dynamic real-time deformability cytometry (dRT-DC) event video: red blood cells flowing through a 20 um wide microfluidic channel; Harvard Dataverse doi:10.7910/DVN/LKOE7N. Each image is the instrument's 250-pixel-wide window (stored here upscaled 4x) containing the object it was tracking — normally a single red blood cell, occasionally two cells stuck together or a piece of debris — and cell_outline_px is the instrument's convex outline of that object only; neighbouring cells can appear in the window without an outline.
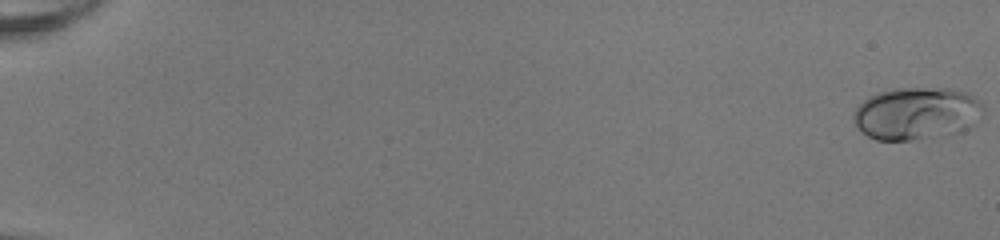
{"species": "human", "species_latin": "Homo sapiens", "temperature_condition": "room temperature", "stored_images_in_passage": 24, "camera_frame_rate_fps": 3000, "um_per_image_px": 0.085, "donor": {"sex": "female"}, "frame": {"image": 1, "passage_image": 1, "time_ms": 0.0, "image_size_px": [1000, 240], "cell_outline_px": [[984, 112], [972, 128], [952, 136], [912, 140], [876, 140], [868, 136], [856, 124], [852, 116], [856, 108], [868, 96], [876, 92], [892, 88], [948, 88], [968, 92], [984, 104]], "centroid_in_image_um": [77.99, 9.65], "position_along_channel_um": 7.0, "area_um2": 40.63}}
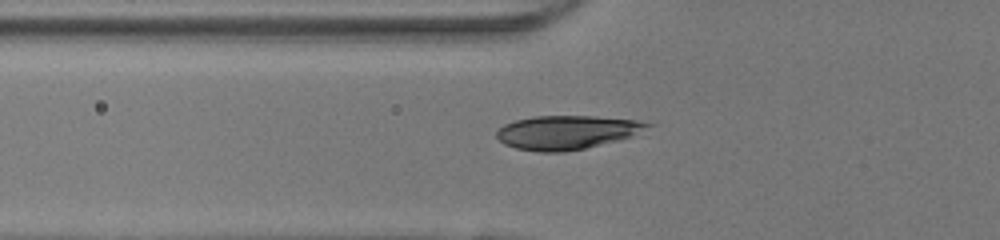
{"frame": {"image": 2, "passage_image": 21, "time_ms": 6.667, "image_size_px": [1000, 240], "cell_outline_px": [[652, 124], [620, 140], [584, 148], [564, 152], [540, 152], [516, 148], [504, 144], [496, 136], [496, 132], [504, 124], [516, 120], [532, 116], [592, 116], [636, 120]], "centroid_in_image_um": [48.09, 11.25], "position_along_channel_um": 77.7, "area_um2": 29.25}}
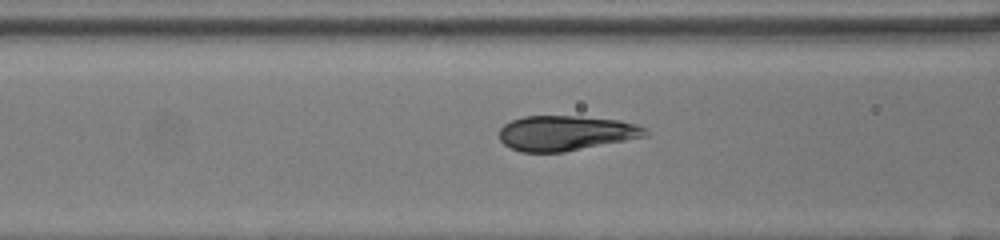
{"frame": {"image": 3, "passage_image": 24, "time_ms": 7.667, "image_size_px": [1000, 240], "cell_outline_px": [[648, 136], [564, 152], [520, 152], [504, 144], [500, 140], [500, 128], [504, 124], [512, 120], [524, 116], [580, 116], [620, 120], [636, 124], [644, 128], [648, 132]], "centroid_in_image_um": [48.1, 11.31], "position_along_channel_um": 118.5, "area_um2": 29.82}}